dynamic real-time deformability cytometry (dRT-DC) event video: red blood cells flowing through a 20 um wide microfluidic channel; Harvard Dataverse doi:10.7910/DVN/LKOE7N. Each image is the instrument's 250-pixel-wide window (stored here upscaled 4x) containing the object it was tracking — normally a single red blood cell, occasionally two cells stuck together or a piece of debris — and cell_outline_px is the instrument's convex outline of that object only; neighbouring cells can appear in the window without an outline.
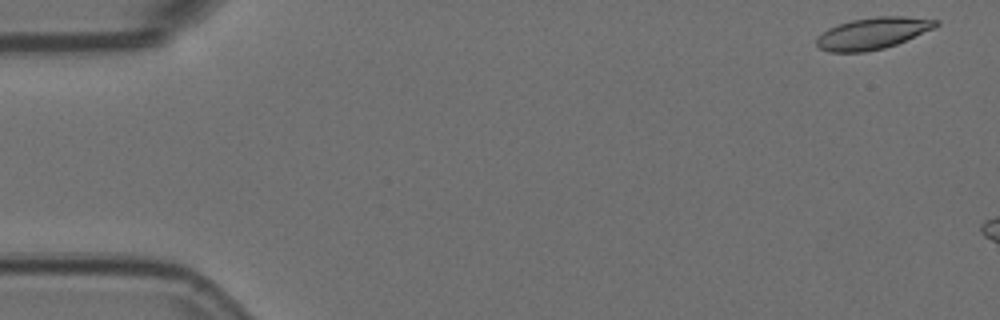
{"species": "Egyptian fruit bat (a non-hibernating species)", "species_latin": "Rousettus aegyptiacus", "temperature_condition": "room temperature", "stored_images_in_passage": 4, "camera_frame_rate_fps": 3000, "um_per_image_px": 0.085, "animal": {"sex": "female"}, "frame": {"image": 1, "passage_image": 1, "time_ms": 0.0, "image_size_px": [1000, 320], "cell_outline_px": [[940, 24], [936, 28], [896, 44], [884, 48], [864, 52], [828, 52], [820, 48], [816, 44], [816, 36], [828, 28], [852, 20], [876, 16], [904, 16], [940, 20]], "centroid_in_image_um": [74.2, 2.83], "position_along_channel_um": 10.8, "area_um2": 22.14}}